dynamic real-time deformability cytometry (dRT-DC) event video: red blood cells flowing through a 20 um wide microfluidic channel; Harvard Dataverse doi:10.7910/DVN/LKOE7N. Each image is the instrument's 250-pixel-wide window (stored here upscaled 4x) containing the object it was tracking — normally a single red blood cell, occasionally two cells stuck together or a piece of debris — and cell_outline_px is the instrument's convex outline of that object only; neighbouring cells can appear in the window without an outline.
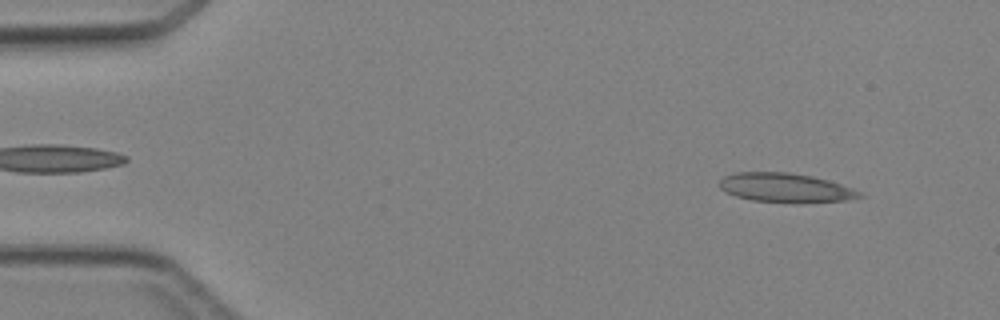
{"species": "Egyptian fruit bat (a non-hibernating species)", "species_latin": "Rousettus aegyptiacus", "temperature_condition": "cold", "stored_images_in_passage": 45, "camera_frame_rate_fps": 3000, "um_per_image_px": 0.085, "animal": {"sex": "female"}, "frame": {"image": 1, "passage_image": 4, "time_ms": 1.0, "image_size_px": [1000, 320], "cell_outline_px": [[868, 196], [844, 200], [800, 204], [752, 200], [736, 196], [720, 188], [720, 180], [724, 176], [736, 172], [788, 172], [812, 176], [828, 180], [864, 192]], "centroid_in_image_um": [66.84, 15.97], "position_along_channel_um": 18.2, "area_um2": 24.1}}
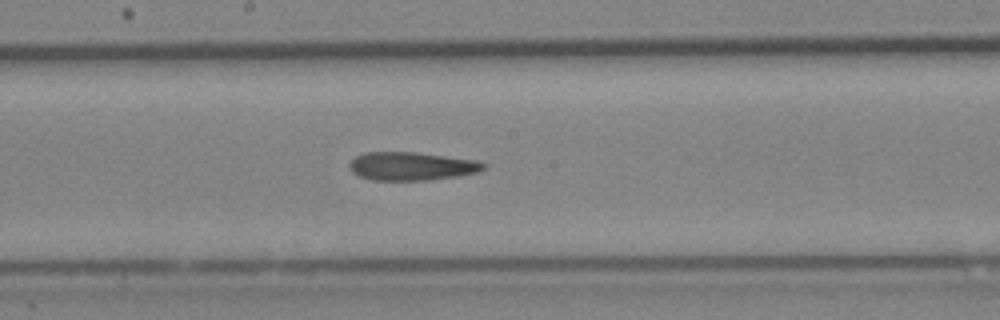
{"frame": {"image": 2, "passage_image": 24, "time_ms": 7.667, "image_size_px": [1000, 320], "cell_outline_px": [[488, 164], [484, 168], [476, 172], [456, 176], [428, 180], [372, 180], [360, 176], [352, 172], [348, 164], [356, 156], [364, 152], [416, 152], [476, 160]], "centroid_in_image_um": [34.96, 14.12], "position_along_channel_um": 213.2, "area_um2": 22.02}}
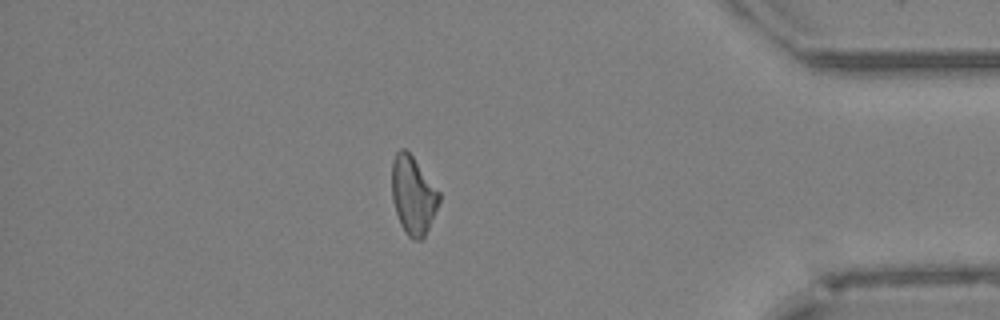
{"frame": {"image": 3, "passage_image": 39, "time_ms": 12.667, "image_size_px": [1000, 320], "cell_outline_px": [[440, 200], [424, 240], [412, 240], [404, 232], [400, 224], [392, 200], [392, 160], [396, 152], [400, 148], [404, 148], [412, 156], [440, 192]], "centroid_in_image_um": [35.11, 16.63], "position_along_channel_um": 400.1, "area_um2": 21.62}}